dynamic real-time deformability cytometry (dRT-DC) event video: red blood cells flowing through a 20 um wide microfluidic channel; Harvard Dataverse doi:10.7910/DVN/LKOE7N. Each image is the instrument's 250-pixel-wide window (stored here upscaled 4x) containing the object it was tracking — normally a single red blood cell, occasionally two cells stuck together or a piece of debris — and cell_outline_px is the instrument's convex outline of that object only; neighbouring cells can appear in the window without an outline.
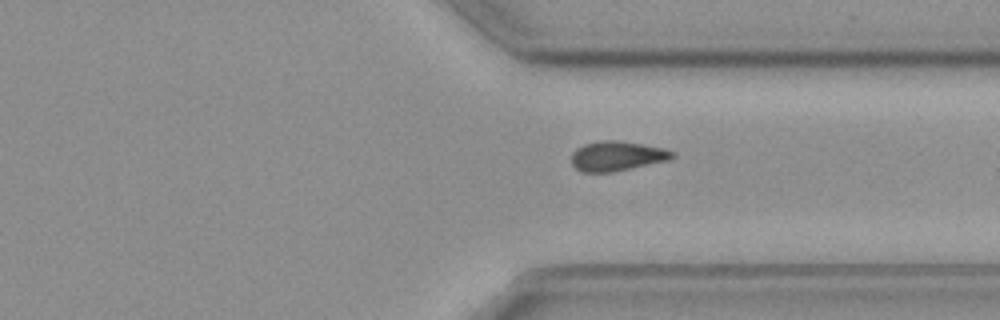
{"species": "common noctule bat (a hibernating species)", "species_latin": "Nyctalus noctula", "temperature_condition": "cold", "stored_images_in_passage": 24, "camera_frame_rate_fps": 3000, "um_per_image_px": 0.085, "animal": {"sex": "female", "body_mass_g": 19.3, "forearm_length_mm": 54.1}, "frame": {"image": 1, "passage_image": 21, "time_ms": 6.667, "image_size_px": [1000, 320], "cell_outline_px": [[676, 156], [668, 160], [612, 172], [580, 172], [572, 164], [572, 152], [576, 148], [584, 144], [600, 140], [620, 140], [664, 148], [676, 152]], "centroid_in_image_um": [52.44, 13.25], "position_along_channel_um": 359.0, "area_um2": 17.57}}